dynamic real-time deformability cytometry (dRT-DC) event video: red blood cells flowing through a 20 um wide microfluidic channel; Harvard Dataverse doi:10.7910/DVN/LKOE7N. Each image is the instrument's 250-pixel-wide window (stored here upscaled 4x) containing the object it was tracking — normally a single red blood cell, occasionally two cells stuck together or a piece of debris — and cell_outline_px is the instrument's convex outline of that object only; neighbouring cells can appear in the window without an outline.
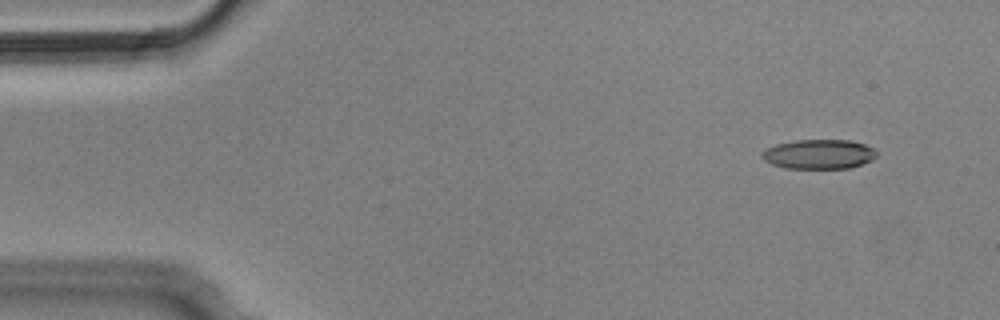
{"species": "Egyptian fruit bat (a non-hibernating species)", "species_latin": "Rousettus aegyptiacus", "temperature_condition": "cold", "stored_images_in_passage": 11, "camera_frame_rate_fps": 3000, "um_per_image_px": 0.085, "animal": {"sex": "male"}, "frame": {"image": 1, "passage_image": 2, "time_ms": 0.333, "image_size_px": [1000, 320], "cell_outline_px": [[876, 156], [872, 160], [848, 168], [784, 168], [772, 164], [764, 160], [760, 156], [768, 148], [776, 144], [796, 140], [852, 140], [864, 144], [872, 148], [876, 152]], "centroid_in_image_um": [69.6, 13.1], "position_along_channel_um": 15.4, "area_um2": 19.54}}
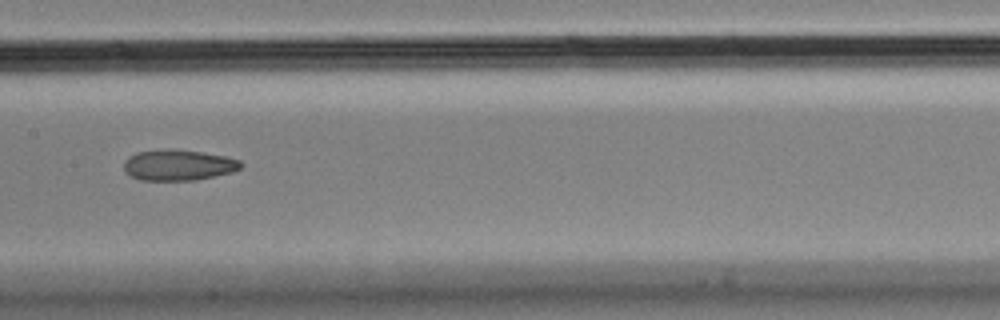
{"frame": {"image": 2, "passage_image": 8, "time_ms": 2.333, "image_size_px": [1000, 320], "cell_outline_px": [[244, 164], [240, 168], [232, 172], [192, 180], [140, 180], [132, 176], [124, 168], [124, 160], [128, 156], [136, 152], [168, 148], [200, 152], [224, 156], [240, 160]], "centroid_in_image_um": [15.14, 14.02], "position_along_channel_um": 192.3, "area_um2": 20.87}}
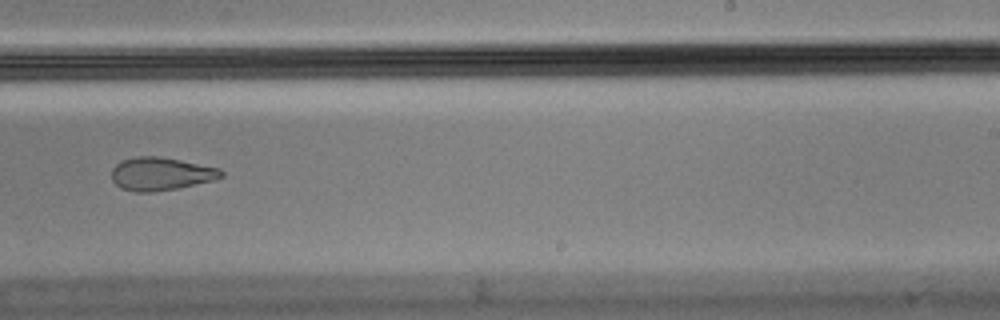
{"frame": {"image": 3, "passage_image": 10, "time_ms": 3.0, "image_size_px": [1000, 320], "cell_outline_px": [[224, 176], [212, 180], [180, 188], [152, 192], [132, 192], [120, 188], [112, 180], [112, 168], [116, 164], [124, 160], [136, 156], [160, 156], [220, 168], [224, 172]], "centroid_in_image_um": [13.67, 14.78], "position_along_channel_um": 275.3, "area_um2": 21.21}}